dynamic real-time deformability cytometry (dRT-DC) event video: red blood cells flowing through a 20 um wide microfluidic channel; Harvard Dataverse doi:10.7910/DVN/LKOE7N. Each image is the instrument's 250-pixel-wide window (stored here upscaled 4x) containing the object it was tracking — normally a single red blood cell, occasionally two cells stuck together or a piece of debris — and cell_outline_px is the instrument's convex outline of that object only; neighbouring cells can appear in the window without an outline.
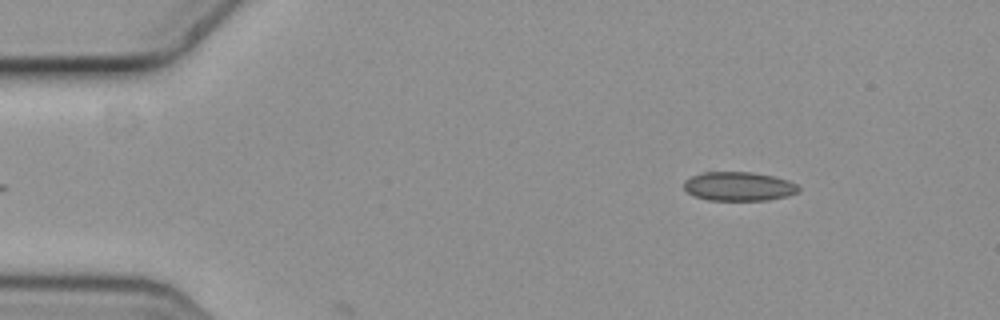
{"species": "common noctule bat (a hibernating species)", "species_latin": "Nyctalus noctula", "temperature_condition": "cold", "stored_images_in_passage": 5, "camera_frame_rate_fps": 3000, "um_per_image_px": 0.085, "animal": {"sex": "female", "body_mass_g": 19.3, "forearm_length_mm": 54.1}, "frame": {"image": 1, "passage_image": 5, "time_ms": 1.333, "image_size_px": [1000, 320], "cell_outline_px": [[800, 192], [788, 196], [768, 200], [708, 200], [692, 196], [684, 188], [684, 180], [692, 176], [704, 172], [752, 172], [772, 176], [788, 180], [796, 184], [800, 188]], "centroid_in_image_um": [62.8, 15.85], "position_along_channel_um": 22.2, "area_um2": 19.48}}